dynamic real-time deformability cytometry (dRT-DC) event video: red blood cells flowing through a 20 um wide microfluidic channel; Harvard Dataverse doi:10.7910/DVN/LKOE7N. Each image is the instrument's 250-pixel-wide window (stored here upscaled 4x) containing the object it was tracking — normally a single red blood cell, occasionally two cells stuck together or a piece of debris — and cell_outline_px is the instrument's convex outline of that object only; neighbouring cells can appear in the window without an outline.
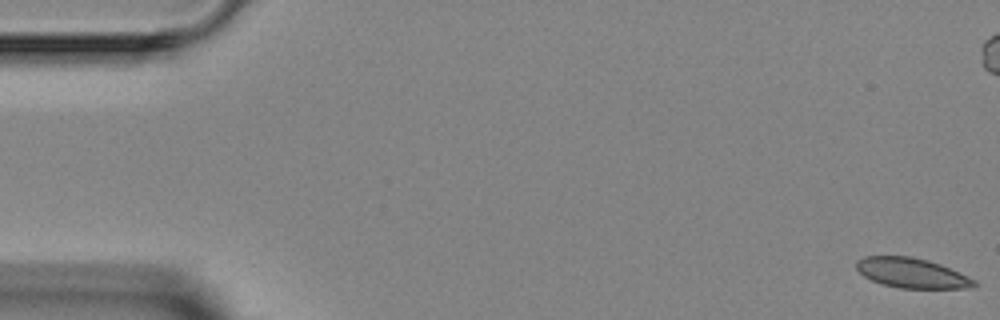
{"species": "Egyptian fruit bat (a non-hibernating species)", "species_latin": "Rousettus aegyptiacus", "temperature_condition": "room temperature", "stored_images_in_passage": 5, "camera_frame_rate_fps": 3000, "um_per_image_px": 0.085, "animal": {"sex": "female"}, "frame": {"image": 1, "passage_image": 5, "time_ms": 4.667, "image_size_px": [1000, 320], "cell_outline_px": [[980, 284], [972, 288], [900, 288], [880, 284], [864, 276], [856, 268], [856, 260], [864, 256], [908, 256], [928, 260], [940, 264], [968, 276], [976, 280]], "centroid_in_image_um": [77.52, 23.21], "position_along_channel_um": 7.5, "area_um2": 20.63}}